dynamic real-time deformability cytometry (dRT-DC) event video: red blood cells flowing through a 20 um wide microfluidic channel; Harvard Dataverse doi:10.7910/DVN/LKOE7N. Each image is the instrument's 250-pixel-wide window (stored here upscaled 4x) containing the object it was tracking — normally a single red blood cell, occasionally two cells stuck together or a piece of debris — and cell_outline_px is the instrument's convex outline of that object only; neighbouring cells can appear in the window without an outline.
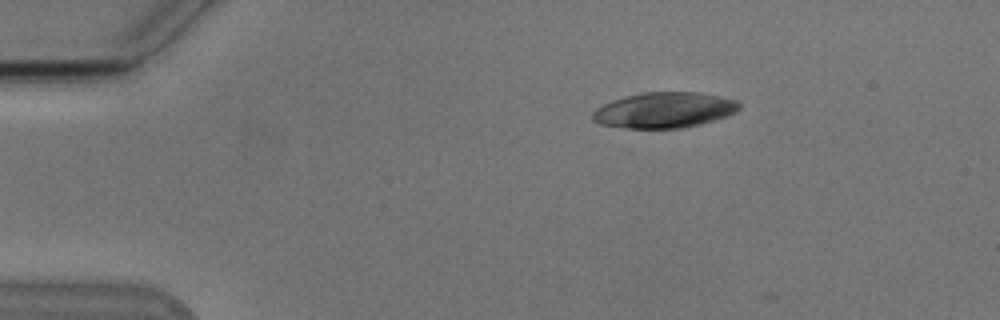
{"species": "Egyptian fruit bat (a non-hibernating species)", "species_latin": "Rousettus aegyptiacus", "temperature_condition": "cold", "stored_images_in_passage": 4, "camera_frame_rate_fps": 3000, "um_per_image_px": 0.085, "animal": {"sex": "male"}, "frame": {"image": 1, "passage_image": 2, "time_ms": 0.333, "image_size_px": [1000, 320], "cell_outline_px": [[740, 108], [736, 112], [728, 116], [700, 124], [684, 128], [624, 128], [600, 124], [592, 120], [592, 112], [596, 108], [612, 100], [624, 96], [644, 92], [700, 92], [736, 100], [740, 104]], "centroid_in_image_um": [56.46, 9.36], "position_along_channel_um": 28.5, "area_um2": 30.58}}